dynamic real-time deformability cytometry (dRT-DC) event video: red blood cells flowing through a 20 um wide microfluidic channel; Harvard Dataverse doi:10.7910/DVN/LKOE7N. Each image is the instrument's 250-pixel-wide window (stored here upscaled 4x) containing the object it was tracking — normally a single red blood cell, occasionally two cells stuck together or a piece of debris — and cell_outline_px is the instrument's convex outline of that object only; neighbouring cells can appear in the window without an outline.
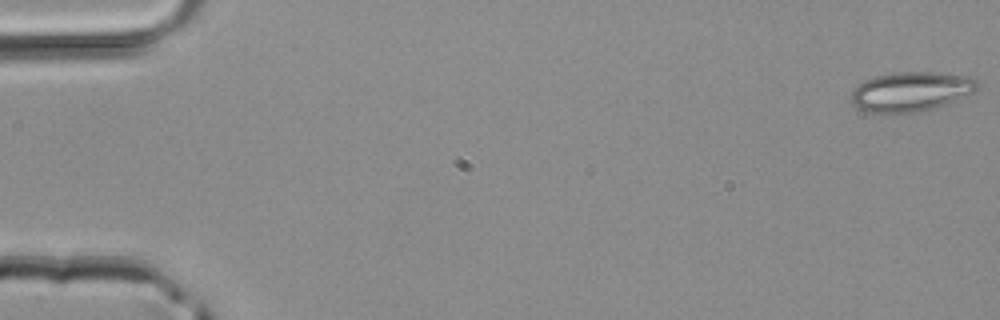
{"species": "common noctule bat (a hibernating species)", "species_latin": "Nyctalus noctula", "temperature_condition": "room temperature", "stored_images_in_passage": 45, "camera_frame_rate_fps": 3000, "um_per_image_px": 0.085, "animal": {"sex": "male", "body_mass_g": 20.4}, "frame": {"image": 1, "passage_image": 1, "time_ms": 0.0, "image_size_px": [1000, 320], "cell_outline_px": [[980, 84], [976, 92], [936, 108], [920, 112], [868, 112], [860, 108], [852, 100], [852, 88], [864, 80], [876, 76], [896, 72], [936, 72], [968, 76], [976, 80]], "centroid_in_image_um": [77.49, 7.77], "position_along_channel_um": 7.5, "area_um2": 29.07}}
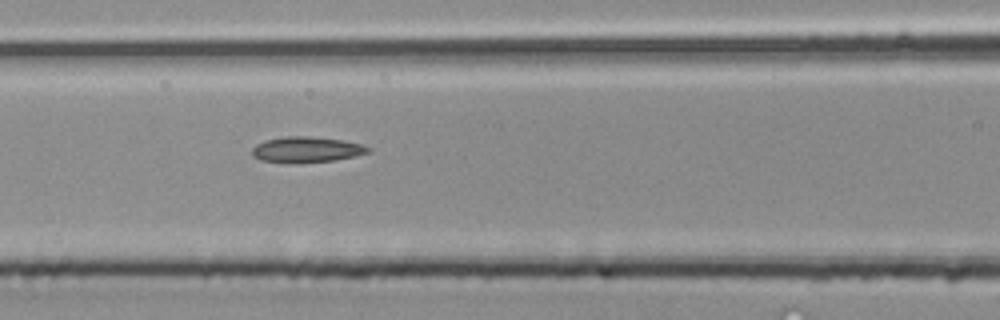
{"frame": {"image": 2, "passage_image": 20, "time_ms": 6.333, "image_size_px": [1000, 320], "cell_outline_px": [[372, 152], [356, 156], [336, 160], [296, 164], [292, 164], [260, 160], [252, 156], [252, 148], [256, 144], [264, 140], [284, 136], [308, 136], [344, 140], [360, 144], [372, 148]], "centroid_in_image_um": [26.06, 12.73], "position_along_channel_um": 140.5, "area_um2": 17.86}}
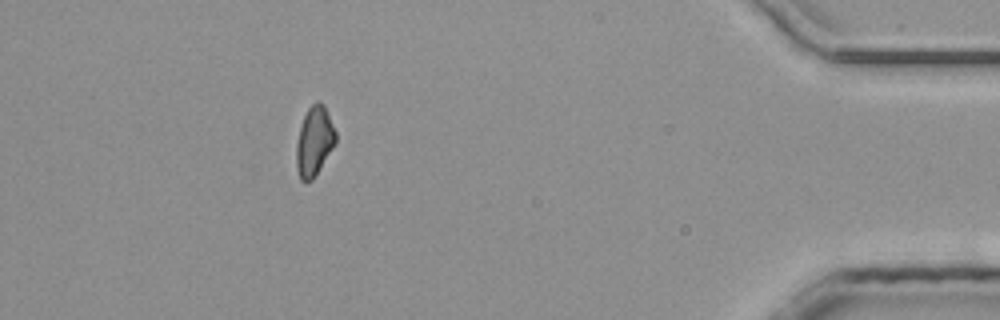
{"frame": {"image": 3, "passage_image": 41, "time_ms": 13.333, "image_size_px": [1000, 320], "cell_outline_px": [[336, 144], [312, 180], [304, 184], [300, 180], [296, 164], [296, 144], [300, 128], [304, 116], [308, 108], [316, 100], [324, 104], [336, 132]], "centroid_in_image_um": [26.72, 12.02], "position_along_channel_um": 408.5, "area_um2": 16.01}}